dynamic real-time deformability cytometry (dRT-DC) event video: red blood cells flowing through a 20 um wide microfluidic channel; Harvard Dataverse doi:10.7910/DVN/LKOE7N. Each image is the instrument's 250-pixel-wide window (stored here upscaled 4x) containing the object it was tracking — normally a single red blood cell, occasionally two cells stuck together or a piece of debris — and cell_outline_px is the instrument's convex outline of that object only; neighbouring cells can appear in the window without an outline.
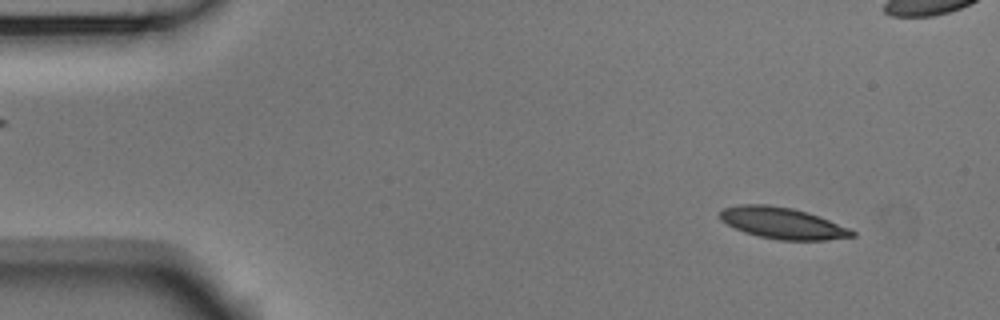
{"species": "Egyptian fruit bat (a non-hibernating species)", "species_latin": "Rousettus aegyptiacus", "temperature_condition": "room temperature", "stored_images_in_passage": 54, "camera_frame_rate_fps": 3000, "um_per_image_px": 0.085, "animal": {"sex": "male"}, "frame": {"image": 1, "passage_image": 5, "time_ms": 1.333, "image_size_px": [1000, 320], "cell_outline_px": [[856, 236], [828, 240], [780, 240], [760, 236], [744, 232], [720, 220], [720, 212], [724, 208], [740, 204], [768, 204], [792, 208], [828, 220], [848, 228], [856, 232]], "centroid_in_image_um": [66.5, 18.97], "position_along_channel_um": 18.5, "area_um2": 23.81}}
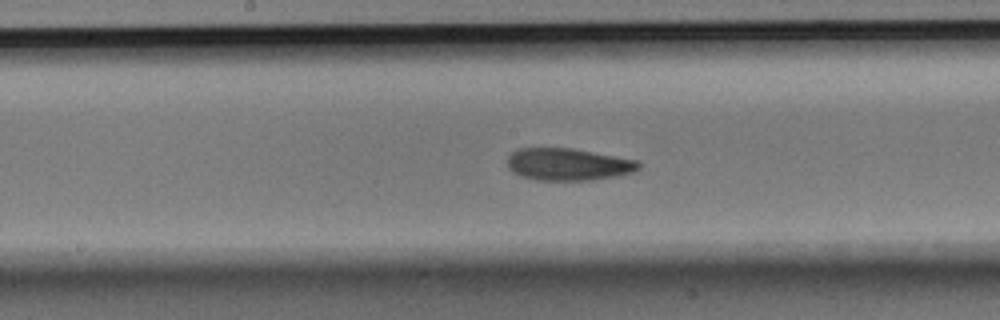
{"frame": {"image": 2, "passage_image": 27, "time_ms": 8.667, "image_size_px": [1000, 320], "cell_outline_px": [[640, 168], [632, 172], [620, 176], [592, 180], [536, 180], [520, 176], [512, 172], [508, 168], [508, 156], [512, 152], [520, 148], [572, 148], [640, 160]], "centroid_in_image_um": [48.32, 13.97], "position_along_channel_um": 199.9, "area_um2": 24.91}}
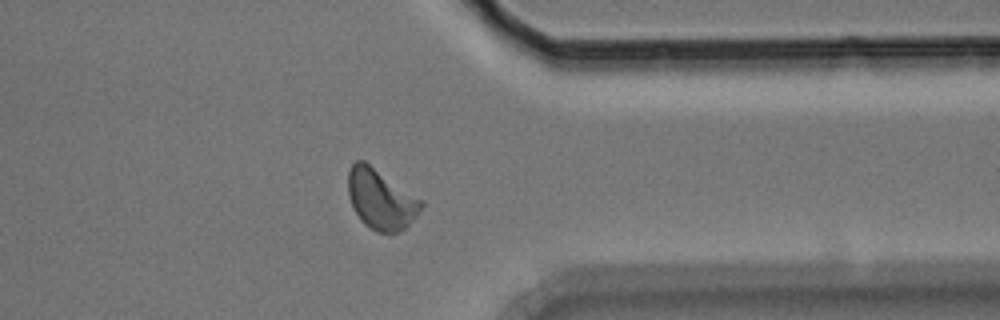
{"frame": {"image": 3, "passage_image": 42, "time_ms": 13.667, "image_size_px": [1000, 320], "cell_outline_px": [[424, 204], [416, 216], [400, 232], [376, 232], [364, 224], [360, 220], [352, 204], [348, 192], [348, 172], [352, 164], [356, 160], [364, 160], [424, 200]], "centroid_in_image_um": [32.38, 16.92], "position_along_channel_um": 379.0, "area_um2": 25.61}, "authors_computed_cell_mechanics": {"area_um2": 24.4783, "velocity_mm_per_s": 3.7241, "shape_relaxation_time_tau1_ms": 5.6453, "shape_relaxation_time_tau2_ms": 2.7932, "deformation_change_tau1": 0.1461, "deformation_change_tau2": 0.0931}}